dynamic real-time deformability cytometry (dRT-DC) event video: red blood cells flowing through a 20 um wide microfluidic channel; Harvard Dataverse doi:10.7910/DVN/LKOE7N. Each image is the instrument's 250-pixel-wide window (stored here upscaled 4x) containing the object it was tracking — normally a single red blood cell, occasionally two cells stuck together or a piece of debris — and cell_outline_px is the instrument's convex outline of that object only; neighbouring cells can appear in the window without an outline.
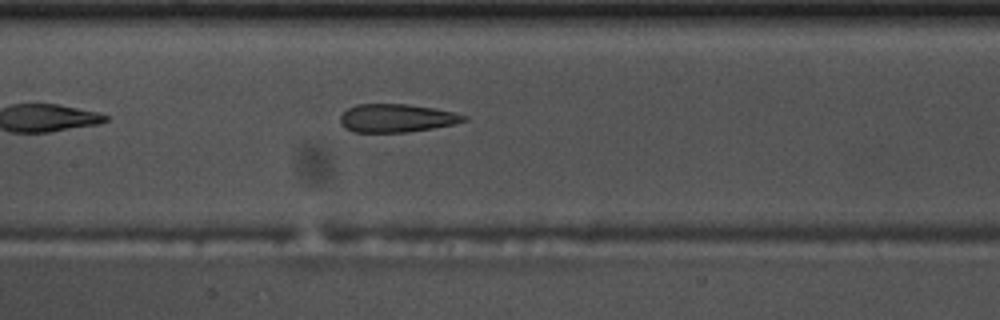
{"species": "common noctule bat (a hibernating species)", "species_latin": "Nyctalus noctula", "temperature_condition": "warm", "stored_images_in_passage": 18, "camera_frame_rate_fps": 3000, "um_per_image_px": 0.085, "animal": {"sex": "male", "body_mass_g": 17.5, "forearm_length_mm": 52.3}, "frame": {"image": 1, "passage_image": 11, "time_ms": 3.333, "image_size_px": [1000, 320], "cell_outline_px": [[468, 120], [452, 124], [432, 128], [408, 132], [352, 132], [344, 128], [340, 124], [340, 116], [348, 108], [356, 104], [408, 104], [456, 112], [468, 116]], "centroid_in_image_um": [33.69, 10.04], "position_along_channel_um": 173.7, "area_um2": 20.4}}